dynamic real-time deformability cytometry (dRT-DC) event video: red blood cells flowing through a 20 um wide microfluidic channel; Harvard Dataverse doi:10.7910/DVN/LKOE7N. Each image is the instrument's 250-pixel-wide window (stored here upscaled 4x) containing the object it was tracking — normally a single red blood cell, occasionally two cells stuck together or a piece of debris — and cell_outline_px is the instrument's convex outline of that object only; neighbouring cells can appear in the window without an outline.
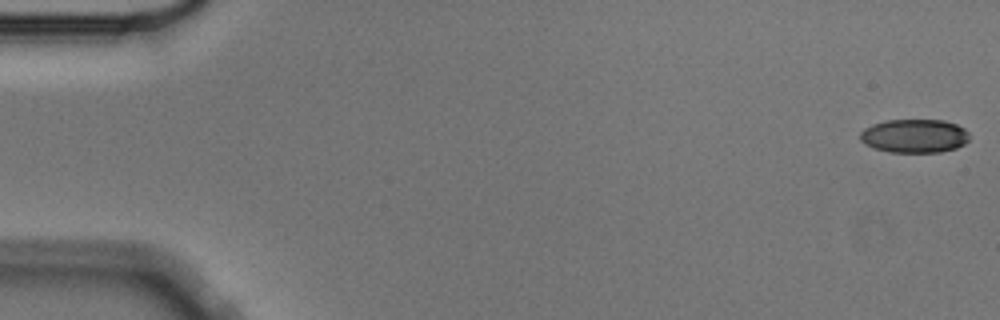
{"species": "Egyptian fruit bat (a non-hibernating species)", "species_latin": "Rousettus aegyptiacus", "temperature_condition": "cold", "stored_images_in_passage": 5, "camera_frame_rate_fps": 3000, "um_per_image_px": 0.085, "animal": {"sex": "male"}, "frame": {"image": 1, "passage_image": 1, "time_ms": 0.0, "image_size_px": [1000, 320], "cell_outline_px": [[968, 140], [964, 144], [956, 148], [940, 152], [888, 152], [872, 148], [864, 144], [860, 140], [860, 132], [864, 128], [872, 124], [888, 120], [944, 120], [956, 124], [964, 128], [968, 132]], "centroid_in_image_um": [77.7, 11.56], "position_along_channel_um": 7.3, "area_um2": 21.56}}
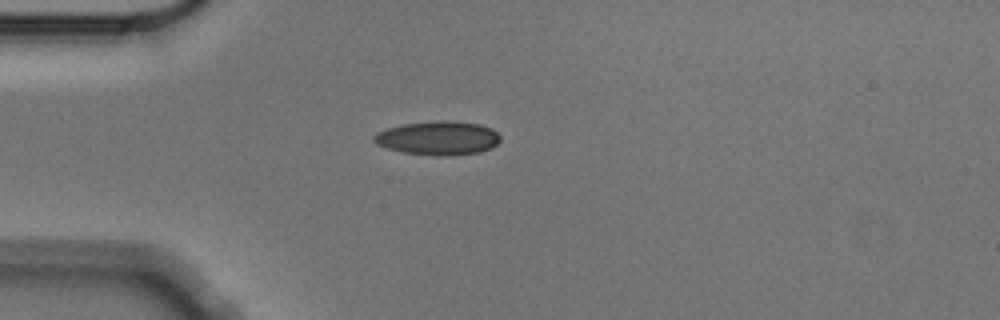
{"frame": {"image": 2, "passage_image": 5, "time_ms": 1.333, "image_size_px": [1000, 320], "cell_outline_px": [[500, 140], [492, 148], [480, 152], [448, 156], [432, 156], [404, 152], [388, 148], [376, 144], [372, 140], [372, 136], [376, 132], [388, 128], [404, 124], [440, 120], [448, 120], [480, 124], [492, 128], [500, 136]], "centroid_in_image_um": [37.24, 11.74], "position_along_channel_um": 47.8, "area_um2": 25.09}}